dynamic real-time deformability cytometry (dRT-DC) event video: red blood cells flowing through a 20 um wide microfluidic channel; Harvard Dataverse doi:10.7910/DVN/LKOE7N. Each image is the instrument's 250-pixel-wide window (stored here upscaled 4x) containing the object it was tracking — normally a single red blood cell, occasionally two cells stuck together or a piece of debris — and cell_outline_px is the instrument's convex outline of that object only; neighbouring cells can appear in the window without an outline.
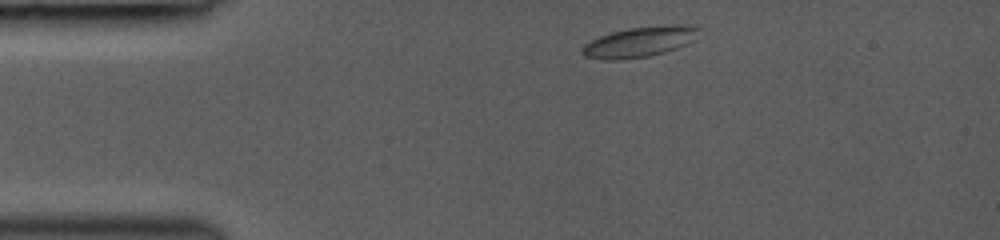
{"species": "common noctule bat (a hibernating species)", "species_latin": "Nyctalus noctula", "temperature_condition": "room temperature", "stored_images_in_passage": 37, "camera_frame_rate_fps": 3000, "um_per_image_px": 0.085, "animal": {"sex": "female", "body_mass_g": 19.0, "forearm_length_mm": 53.3}, "frame": {"image": 1, "passage_image": 2, "time_ms": 0.333, "image_size_px": [1000, 240], "cell_outline_px": [[700, 28], [696, 40], [676, 48], [664, 52], [648, 56], [616, 60], [608, 60], [584, 56], [580, 52], [580, 48], [584, 44], [600, 36], [612, 32], [628, 28], [676, 24]], "centroid_in_image_um": [54.35, 3.56], "position_along_channel_um": 30.6, "area_um2": 20.52}}
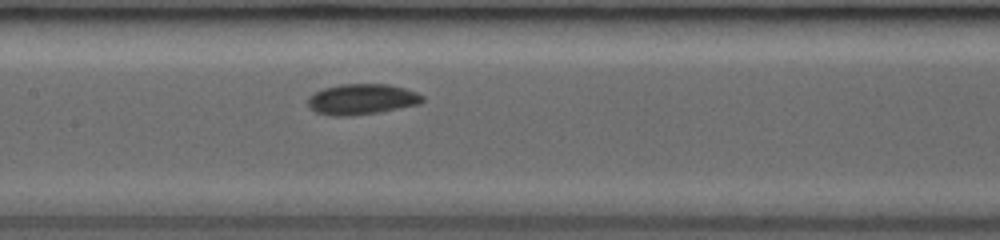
{"frame": {"image": 2, "passage_image": 16, "time_ms": 5.0, "image_size_px": [1000, 240], "cell_outline_px": [[424, 100], [420, 104], [376, 112], [352, 116], [332, 116], [316, 112], [308, 108], [308, 96], [324, 88], [340, 84], [388, 84], [404, 88], [416, 92], [424, 96]], "centroid_in_image_um": [30.73, 8.44], "position_along_channel_um": 176.7, "area_um2": 20.46}}
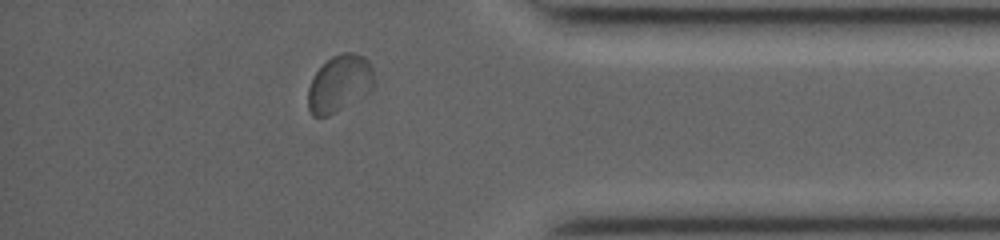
{"frame": {"image": 3, "passage_image": 33, "time_ms": 10.667, "image_size_px": [1000, 240], "cell_outline_px": [[376, 80], [372, 88], [360, 100], [328, 116], [312, 116], [308, 108], [308, 88], [312, 76], [332, 56], [344, 52], [352, 52], [364, 56], [368, 60], [372, 68]], "centroid_in_image_um": [28.88, 7.12], "position_along_channel_um": 406.3, "area_um2": 22.25}, "authors_computed_cell_mechanics": {"area_um2": 20.23, "velocity_mm_per_s": 4.2258, "shape_relaxation_time_tau1_ms": 2.472, "shape_relaxation_time_tau2_ms": 3.3316, "deformation_change_tau1": 0.0651, "deformation_change_tau2": 0.0494}}